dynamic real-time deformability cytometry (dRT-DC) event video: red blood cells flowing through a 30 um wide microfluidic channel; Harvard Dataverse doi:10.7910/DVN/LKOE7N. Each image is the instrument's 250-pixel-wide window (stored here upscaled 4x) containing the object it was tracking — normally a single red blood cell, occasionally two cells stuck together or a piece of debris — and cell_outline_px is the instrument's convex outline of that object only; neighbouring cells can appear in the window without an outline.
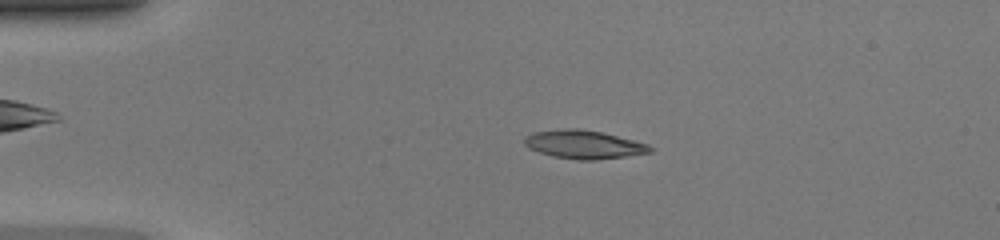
{"species": "common noctule bat (a hibernating species)", "species_latin": "Nyctalus noctula", "temperature_condition": "warm", "stored_images_in_passage": 46, "camera_frame_rate_fps": 3000, "um_per_image_px": 0.085, "animal": {"sex": "female", "body_mass_g": 20.0, "forearm_length_mm": 54.0}, "frame": {"image": 1, "passage_image": 9, "time_ms": 2.667, "image_size_px": [1000, 240], "cell_outline_px": [[656, 148], [652, 152], [596, 160], [576, 160], [552, 156], [528, 148], [524, 144], [524, 136], [532, 132], [560, 128], [580, 128], [600, 132], [648, 144]], "centroid_in_image_um": [49.59, 12.27], "position_along_channel_um": 35.4, "area_um2": 20.92}}
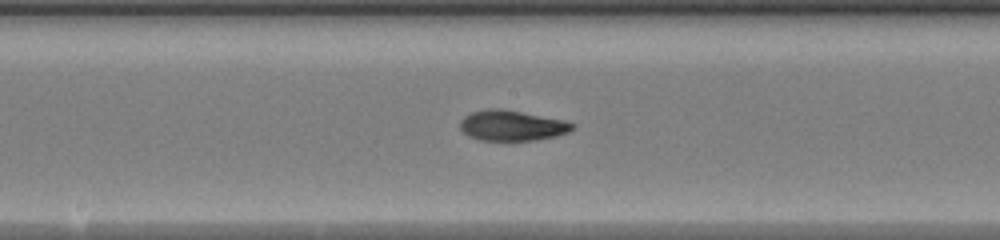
{"frame": {"image": 2, "passage_image": 24, "time_ms": 7.667, "image_size_px": [1000, 240], "cell_outline_px": [[576, 128], [568, 132], [556, 136], [536, 140], [480, 140], [468, 136], [460, 128], [460, 120], [464, 116], [472, 112], [488, 108], [500, 108], [568, 120], [576, 124]], "centroid_in_image_um": [43.56, 10.66], "position_along_channel_um": 204.6, "area_um2": 20.17}}
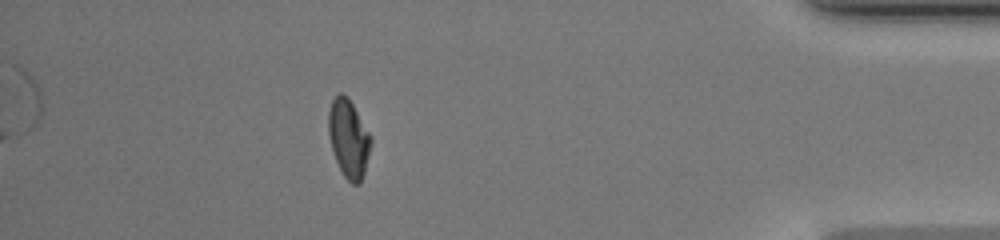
{"frame": {"image": 3, "passage_image": 41, "time_ms": 13.333, "image_size_px": [1000, 240], "cell_outline_px": [[372, 144], [364, 172], [360, 184], [352, 184], [344, 176], [336, 160], [328, 136], [328, 112], [332, 100], [340, 92], [344, 92], [348, 96], [372, 136]], "centroid_in_image_um": [29.64, 11.74], "position_along_channel_um": 405.6, "area_um2": 19.48}, "authors_computed_cell_mechanics": {"area_um2": 19.7098, "velocity_mm_per_s": 4.3337, "shape_relaxation_time_tau1_ms": null, "shape_relaxation_time_tau2_ms": 1.7518, "deformation_change_tau1": null, "deformation_change_tau2": 0.0738}}